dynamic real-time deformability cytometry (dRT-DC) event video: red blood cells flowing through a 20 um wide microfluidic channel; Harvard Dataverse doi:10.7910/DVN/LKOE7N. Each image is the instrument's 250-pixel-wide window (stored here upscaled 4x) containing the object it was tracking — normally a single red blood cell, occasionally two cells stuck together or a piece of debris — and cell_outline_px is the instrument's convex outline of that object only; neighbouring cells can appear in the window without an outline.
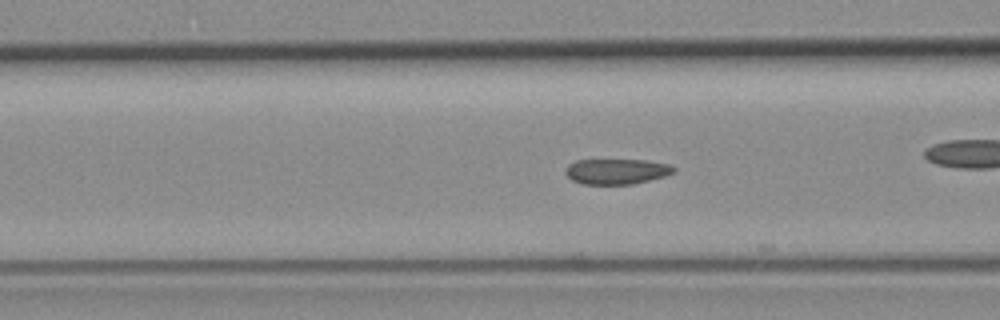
{"species": "common noctule bat (a hibernating species)", "species_latin": "Nyctalus noctula", "temperature_condition": "room temperature", "stored_images_in_passage": 7, "camera_frame_rate_fps": 3000, "um_per_image_px": 0.085, "animal": {"sex": "female", "body_mass_g": 19.3, "forearm_length_mm": 54.1}, "frame": {"image": 1, "passage_image": 4, "time_ms": 1.0, "image_size_px": [1000, 320], "cell_outline_px": [[676, 172], [664, 176], [632, 184], [580, 184], [572, 180], [564, 172], [564, 168], [568, 164], [576, 160], [648, 160], [672, 164], [676, 168]], "centroid_in_image_um": [52.41, 14.56], "position_along_channel_um": 114.2, "area_um2": 16.24}}